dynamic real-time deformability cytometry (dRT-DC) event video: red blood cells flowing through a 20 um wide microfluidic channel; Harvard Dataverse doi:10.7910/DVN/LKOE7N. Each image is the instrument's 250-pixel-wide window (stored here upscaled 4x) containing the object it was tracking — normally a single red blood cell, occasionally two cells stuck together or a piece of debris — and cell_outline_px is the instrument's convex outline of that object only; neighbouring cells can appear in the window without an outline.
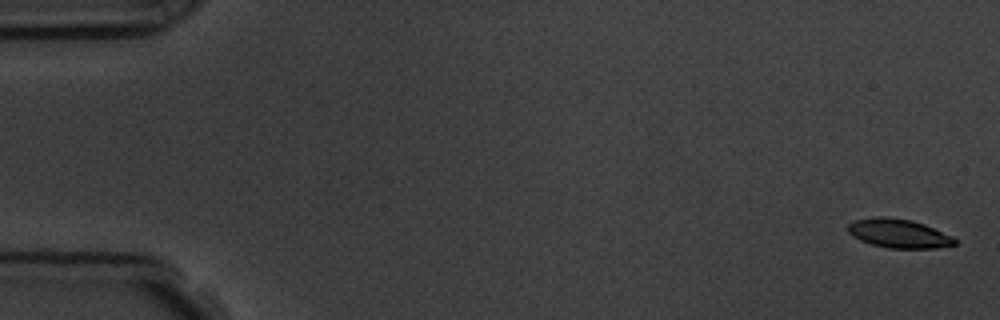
{"species": "common noctule bat (a hibernating species)", "species_latin": "Nyctalus noctula", "temperature_condition": "room temperature", "stored_images_in_passage": 6, "camera_frame_rate_fps": 3000, "um_per_image_px": 0.085, "animal": {"sex": "male", "body_mass_g": 19.5, "forearm_length_mm": 54.6}, "frame": {"image": 1, "passage_image": 1, "time_ms": 0.0, "image_size_px": [1000, 320], "cell_outline_px": [[956, 244], [936, 248], [888, 248], [872, 244], [860, 240], [852, 236], [848, 232], [848, 224], [852, 220], [876, 216], [884, 216], [912, 220], [924, 224], [952, 236], [956, 240]], "centroid_in_image_um": [76.35, 19.83], "position_along_channel_um": 8.6, "area_um2": 18.03}}
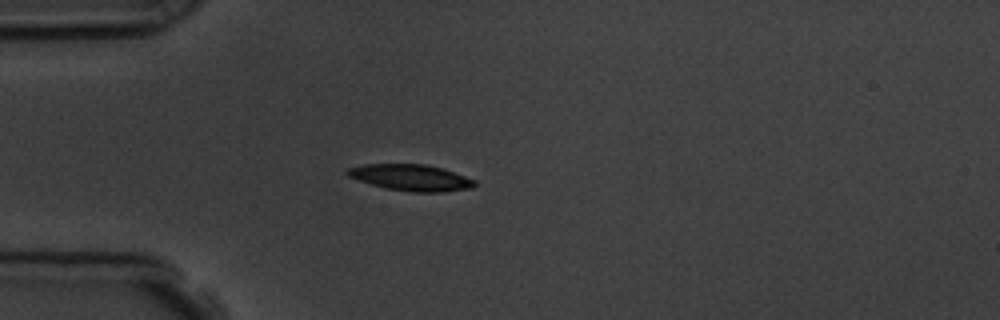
{"frame": {"image": 2, "passage_image": 5, "time_ms": 4.667, "image_size_px": [1000, 320], "cell_outline_px": [[476, 184], [472, 188], [444, 192], [412, 192], [384, 188], [348, 176], [344, 172], [348, 168], [364, 164], [424, 164], [440, 168], [476, 180]], "centroid_in_image_um": [34.92, 15.1], "position_along_channel_um": 50.1, "area_um2": 19.36}}